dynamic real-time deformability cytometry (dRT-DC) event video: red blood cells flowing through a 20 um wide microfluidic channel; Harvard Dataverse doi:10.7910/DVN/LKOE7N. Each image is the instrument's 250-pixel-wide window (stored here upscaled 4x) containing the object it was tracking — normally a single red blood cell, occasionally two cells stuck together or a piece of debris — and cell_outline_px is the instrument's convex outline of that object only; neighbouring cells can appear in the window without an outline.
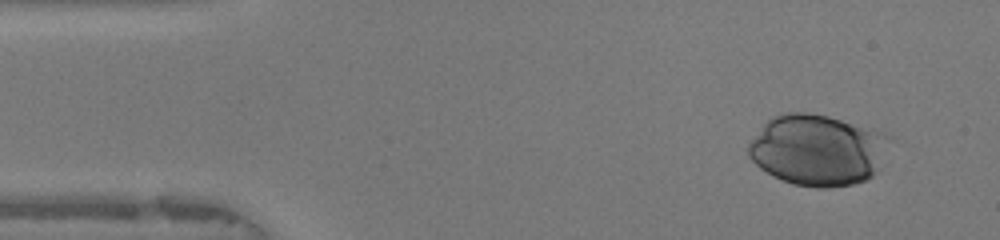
{"species": "human", "species_latin": "Homo sapiens", "temperature_condition": "warm", "stored_images_in_passage": 38, "camera_frame_rate_fps": 3000, "um_per_image_px": 0.085, "donor": {"sex": "female"}, "frame": {"image": 1, "passage_image": 4, "time_ms": 1.0, "image_size_px": [1000, 240], "cell_outline_px": [[892, 140], [876, 172], [872, 176], [864, 180], [852, 184], [828, 188], [816, 188], [792, 184], [760, 168], [748, 156], [748, 144], [764, 124], [772, 116], [780, 112], [808, 112], [828, 116], [884, 132], [892, 136]], "centroid_in_image_um": [69.51, 12.73], "position_along_channel_um": 15.5, "area_um2": 58.61}}
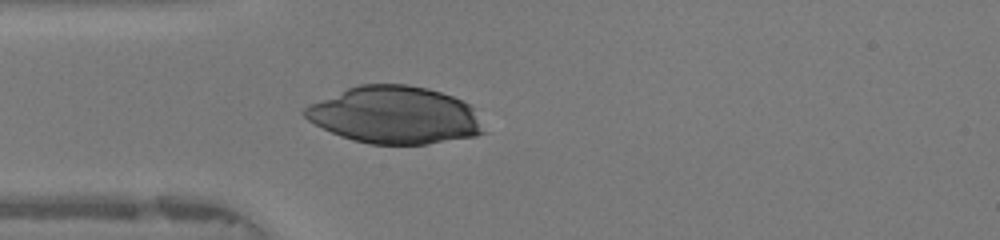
{"frame": {"image": 2, "passage_image": 13, "time_ms": 4.0, "image_size_px": [1000, 240], "cell_outline_px": [[488, 132], [476, 136], [428, 144], [372, 144], [352, 140], [340, 136], [308, 120], [304, 116], [304, 108], [308, 104], [348, 88], [360, 84], [408, 84], [428, 88], [452, 96], [468, 104], [472, 108]], "centroid_in_image_um": [33.58, 9.79], "position_along_channel_um": 51.4, "area_um2": 59.65}}
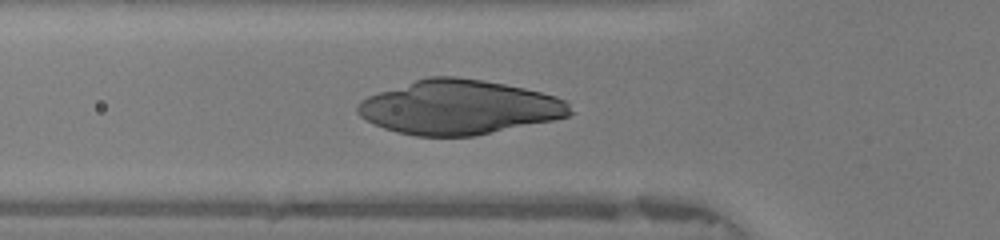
{"frame": {"image": 3, "passage_image": 16, "time_ms": 5.0, "image_size_px": [1000, 240], "cell_outline_px": [[576, 112], [568, 116], [552, 120], [472, 136], [416, 136], [396, 132], [384, 128], [360, 116], [356, 112], [356, 104], [360, 100], [368, 96], [428, 76], [456, 76], [504, 84], [524, 88], [556, 96], [564, 100]], "centroid_in_image_um": [39.01, 9.12], "position_along_channel_um": 86.8, "area_um2": 66.76}}